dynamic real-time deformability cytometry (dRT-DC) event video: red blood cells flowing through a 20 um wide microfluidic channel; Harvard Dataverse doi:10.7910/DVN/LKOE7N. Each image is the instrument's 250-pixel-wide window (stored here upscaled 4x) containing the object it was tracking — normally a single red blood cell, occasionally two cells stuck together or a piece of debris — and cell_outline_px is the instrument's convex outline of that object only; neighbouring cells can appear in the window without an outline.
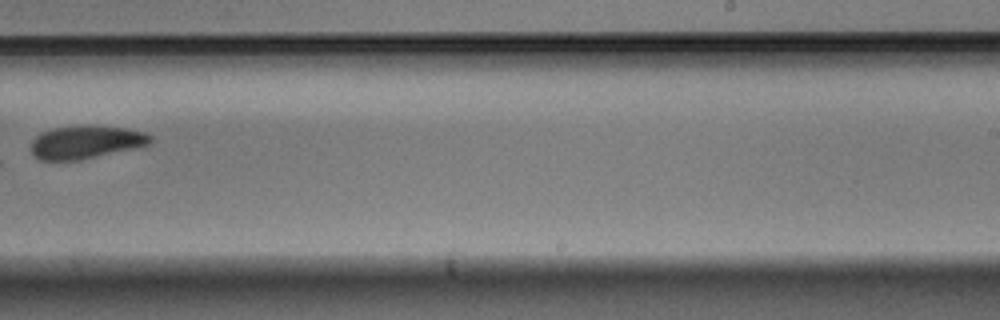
{"species": "Egyptian fruit bat (a non-hibernating species)", "species_latin": "Rousettus aegyptiacus", "temperature_condition": "warm", "stored_images_in_passage": 11, "camera_frame_rate_fps": 3000, "um_per_image_px": 0.085, "animal": {"sex": "male"}, "frame": {"image": 1, "passage_image": 10, "time_ms": 3.0, "image_size_px": [1000, 320], "cell_outline_px": [[152, 140], [144, 148], [80, 160], [40, 160], [28, 148], [32, 140], [40, 132], [52, 128], [92, 124], [124, 128], [144, 132], [152, 136]], "centroid_in_image_um": [7.34, 12.08], "position_along_channel_um": 281.7, "area_um2": 23.76}}
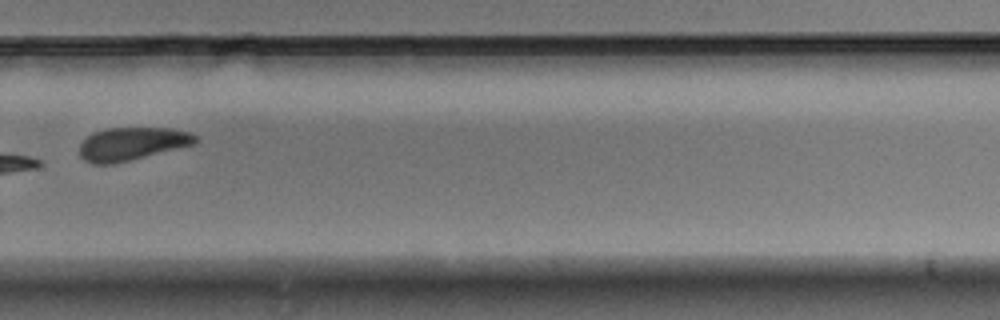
{"frame": {"image": 2, "passage_image": 11, "time_ms": 3.333, "image_size_px": [1000, 320], "cell_outline_px": [[200, 140], [196, 144], [116, 164], [92, 164], [84, 160], [80, 156], [80, 144], [88, 136], [96, 132], [108, 128], [172, 128], [188, 132], [196, 136]], "centroid_in_image_um": [11.25, 12.24], "position_along_channel_um": 318.6, "area_um2": 22.43}}